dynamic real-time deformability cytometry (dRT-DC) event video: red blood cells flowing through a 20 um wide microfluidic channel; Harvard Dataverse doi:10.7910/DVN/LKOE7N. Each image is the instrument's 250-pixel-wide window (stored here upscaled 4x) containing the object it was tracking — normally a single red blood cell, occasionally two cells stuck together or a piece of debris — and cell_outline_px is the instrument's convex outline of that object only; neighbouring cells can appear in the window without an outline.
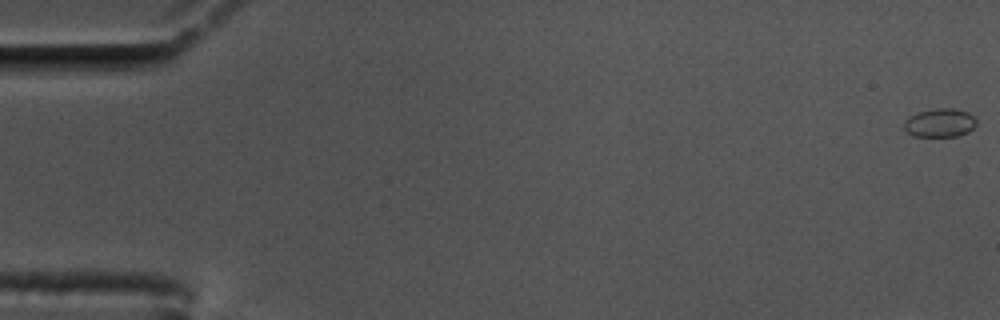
{"species": "common noctule bat (a hibernating species)", "species_latin": "Nyctalus noctula", "temperature_condition": "cold", "stored_images_in_passage": 59, "camera_frame_rate_fps": 3000, "um_per_image_px": 0.085, "animal": {"sex": "male", "body_mass_g": 17.5, "forearm_length_mm": 52.3}, "frame": {"image": 1, "passage_image": 1, "time_ms": 0.0, "image_size_px": [1000, 320], "cell_outline_px": [[976, 124], [968, 132], [956, 136], [912, 136], [904, 128], [904, 120], [908, 116], [916, 112], [936, 108], [952, 108], [968, 112], [976, 120]], "centroid_in_image_um": [79.85, 10.43], "position_along_channel_um": 5.2, "area_um2": 12.08}}